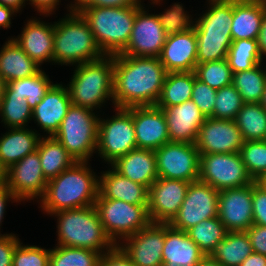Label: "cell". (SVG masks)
<instances>
[{"label":"cell","instance_id":"obj_5","mask_svg":"<svg viewBox=\"0 0 266 266\" xmlns=\"http://www.w3.org/2000/svg\"><path fill=\"white\" fill-rule=\"evenodd\" d=\"M142 6L125 8L84 6L78 13L89 25L103 55H117L127 46L136 12Z\"/></svg>","mask_w":266,"mask_h":266},{"label":"cell","instance_id":"obj_59","mask_svg":"<svg viewBox=\"0 0 266 266\" xmlns=\"http://www.w3.org/2000/svg\"><path fill=\"white\" fill-rule=\"evenodd\" d=\"M7 169L0 162V185L6 184Z\"/></svg>","mask_w":266,"mask_h":266},{"label":"cell","instance_id":"obj_61","mask_svg":"<svg viewBox=\"0 0 266 266\" xmlns=\"http://www.w3.org/2000/svg\"><path fill=\"white\" fill-rule=\"evenodd\" d=\"M260 185H266V172L263 176L257 181Z\"/></svg>","mask_w":266,"mask_h":266},{"label":"cell","instance_id":"obj_38","mask_svg":"<svg viewBox=\"0 0 266 266\" xmlns=\"http://www.w3.org/2000/svg\"><path fill=\"white\" fill-rule=\"evenodd\" d=\"M0 118L6 128H27L32 120V109L23 97L3 92Z\"/></svg>","mask_w":266,"mask_h":266},{"label":"cell","instance_id":"obj_10","mask_svg":"<svg viewBox=\"0 0 266 266\" xmlns=\"http://www.w3.org/2000/svg\"><path fill=\"white\" fill-rule=\"evenodd\" d=\"M95 207L105 233L115 245H119L126 237L134 235L151 223L148 205H134L122 200L97 198Z\"/></svg>","mask_w":266,"mask_h":266},{"label":"cell","instance_id":"obj_52","mask_svg":"<svg viewBox=\"0 0 266 266\" xmlns=\"http://www.w3.org/2000/svg\"><path fill=\"white\" fill-rule=\"evenodd\" d=\"M12 202V203H20L19 200L15 197L13 192L6 186V184L0 185V230H1V225L4 219V214L6 212V205L7 202ZM0 233V236L7 235Z\"/></svg>","mask_w":266,"mask_h":266},{"label":"cell","instance_id":"obj_32","mask_svg":"<svg viewBox=\"0 0 266 266\" xmlns=\"http://www.w3.org/2000/svg\"><path fill=\"white\" fill-rule=\"evenodd\" d=\"M253 253L246 231L228 232L209 255L222 266H239Z\"/></svg>","mask_w":266,"mask_h":266},{"label":"cell","instance_id":"obj_7","mask_svg":"<svg viewBox=\"0 0 266 266\" xmlns=\"http://www.w3.org/2000/svg\"><path fill=\"white\" fill-rule=\"evenodd\" d=\"M103 56L89 25L78 12L54 22V64L79 65Z\"/></svg>","mask_w":266,"mask_h":266},{"label":"cell","instance_id":"obj_26","mask_svg":"<svg viewBox=\"0 0 266 266\" xmlns=\"http://www.w3.org/2000/svg\"><path fill=\"white\" fill-rule=\"evenodd\" d=\"M205 257L186 231L165 224L163 266H198Z\"/></svg>","mask_w":266,"mask_h":266},{"label":"cell","instance_id":"obj_11","mask_svg":"<svg viewBox=\"0 0 266 266\" xmlns=\"http://www.w3.org/2000/svg\"><path fill=\"white\" fill-rule=\"evenodd\" d=\"M115 115L109 118H99L98 142L96 154L108 166L119 157L137 148L133 125L132 107L114 108Z\"/></svg>","mask_w":266,"mask_h":266},{"label":"cell","instance_id":"obj_36","mask_svg":"<svg viewBox=\"0 0 266 266\" xmlns=\"http://www.w3.org/2000/svg\"><path fill=\"white\" fill-rule=\"evenodd\" d=\"M54 83L42 69L38 74L23 79H16L5 84L4 92H14L23 97L33 110Z\"/></svg>","mask_w":266,"mask_h":266},{"label":"cell","instance_id":"obj_31","mask_svg":"<svg viewBox=\"0 0 266 266\" xmlns=\"http://www.w3.org/2000/svg\"><path fill=\"white\" fill-rule=\"evenodd\" d=\"M39 153L43 175L47 180L58 176L72 167L76 161L54 136H44L39 140Z\"/></svg>","mask_w":266,"mask_h":266},{"label":"cell","instance_id":"obj_47","mask_svg":"<svg viewBox=\"0 0 266 266\" xmlns=\"http://www.w3.org/2000/svg\"><path fill=\"white\" fill-rule=\"evenodd\" d=\"M14 233L0 236V266H12L14 250L20 239Z\"/></svg>","mask_w":266,"mask_h":266},{"label":"cell","instance_id":"obj_55","mask_svg":"<svg viewBox=\"0 0 266 266\" xmlns=\"http://www.w3.org/2000/svg\"><path fill=\"white\" fill-rule=\"evenodd\" d=\"M239 266H266V256L253 252Z\"/></svg>","mask_w":266,"mask_h":266},{"label":"cell","instance_id":"obj_43","mask_svg":"<svg viewBox=\"0 0 266 266\" xmlns=\"http://www.w3.org/2000/svg\"><path fill=\"white\" fill-rule=\"evenodd\" d=\"M240 155L249 175L258 181L266 172V141H244Z\"/></svg>","mask_w":266,"mask_h":266},{"label":"cell","instance_id":"obj_46","mask_svg":"<svg viewBox=\"0 0 266 266\" xmlns=\"http://www.w3.org/2000/svg\"><path fill=\"white\" fill-rule=\"evenodd\" d=\"M253 224L266 226V188L257 181L252 183Z\"/></svg>","mask_w":266,"mask_h":266},{"label":"cell","instance_id":"obj_62","mask_svg":"<svg viewBox=\"0 0 266 266\" xmlns=\"http://www.w3.org/2000/svg\"><path fill=\"white\" fill-rule=\"evenodd\" d=\"M262 106L266 109V86H265V91L263 95V99L261 101Z\"/></svg>","mask_w":266,"mask_h":266},{"label":"cell","instance_id":"obj_40","mask_svg":"<svg viewBox=\"0 0 266 266\" xmlns=\"http://www.w3.org/2000/svg\"><path fill=\"white\" fill-rule=\"evenodd\" d=\"M101 256L89 249L57 245L51 249L50 266H99Z\"/></svg>","mask_w":266,"mask_h":266},{"label":"cell","instance_id":"obj_8","mask_svg":"<svg viewBox=\"0 0 266 266\" xmlns=\"http://www.w3.org/2000/svg\"><path fill=\"white\" fill-rule=\"evenodd\" d=\"M183 10L182 3H174L162 13L150 14L142 6L136 12L130 40L120 54L159 58L167 34Z\"/></svg>","mask_w":266,"mask_h":266},{"label":"cell","instance_id":"obj_42","mask_svg":"<svg viewBox=\"0 0 266 266\" xmlns=\"http://www.w3.org/2000/svg\"><path fill=\"white\" fill-rule=\"evenodd\" d=\"M213 118L218 120H235L244 101L233 84L217 90Z\"/></svg>","mask_w":266,"mask_h":266},{"label":"cell","instance_id":"obj_30","mask_svg":"<svg viewBox=\"0 0 266 266\" xmlns=\"http://www.w3.org/2000/svg\"><path fill=\"white\" fill-rule=\"evenodd\" d=\"M42 70L17 44L8 38L0 50V75L5 84L26 77L34 76Z\"/></svg>","mask_w":266,"mask_h":266},{"label":"cell","instance_id":"obj_33","mask_svg":"<svg viewBox=\"0 0 266 266\" xmlns=\"http://www.w3.org/2000/svg\"><path fill=\"white\" fill-rule=\"evenodd\" d=\"M193 86L194 71L169 72L155 106L163 109L191 100Z\"/></svg>","mask_w":266,"mask_h":266},{"label":"cell","instance_id":"obj_1","mask_svg":"<svg viewBox=\"0 0 266 266\" xmlns=\"http://www.w3.org/2000/svg\"><path fill=\"white\" fill-rule=\"evenodd\" d=\"M167 74L157 57L114 55V107L155 106Z\"/></svg>","mask_w":266,"mask_h":266},{"label":"cell","instance_id":"obj_44","mask_svg":"<svg viewBox=\"0 0 266 266\" xmlns=\"http://www.w3.org/2000/svg\"><path fill=\"white\" fill-rule=\"evenodd\" d=\"M22 244L14 250L12 266H50L51 249Z\"/></svg>","mask_w":266,"mask_h":266},{"label":"cell","instance_id":"obj_51","mask_svg":"<svg viewBox=\"0 0 266 266\" xmlns=\"http://www.w3.org/2000/svg\"><path fill=\"white\" fill-rule=\"evenodd\" d=\"M31 6H34L35 11L39 13V16L45 15L48 17L54 13V10H57V6L61 0H27Z\"/></svg>","mask_w":266,"mask_h":266},{"label":"cell","instance_id":"obj_22","mask_svg":"<svg viewBox=\"0 0 266 266\" xmlns=\"http://www.w3.org/2000/svg\"><path fill=\"white\" fill-rule=\"evenodd\" d=\"M39 18L27 20L18 36L12 37L22 50L39 66L44 62L54 65V23H46Z\"/></svg>","mask_w":266,"mask_h":266},{"label":"cell","instance_id":"obj_19","mask_svg":"<svg viewBox=\"0 0 266 266\" xmlns=\"http://www.w3.org/2000/svg\"><path fill=\"white\" fill-rule=\"evenodd\" d=\"M243 143L235 120L205 118L195 145L200 154L240 153Z\"/></svg>","mask_w":266,"mask_h":266},{"label":"cell","instance_id":"obj_20","mask_svg":"<svg viewBox=\"0 0 266 266\" xmlns=\"http://www.w3.org/2000/svg\"><path fill=\"white\" fill-rule=\"evenodd\" d=\"M218 218L228 232L246 231L253 225L252 183L219 191Z\"/></svg>","mask_w":266,"mask_h":266},{"label":"cell","instance_id":"obj_29","mask_svg":"<svg viewBox=\"0 0 266 266\" xmlns=\"http://www.w3.org/2000/svg\"><path fill=\"white\" fill-rule=\"evenodd\" d=\"M0 136V162L8 169L37 150L41 133L32 128H7Z\"/></svg>","mask_w":266,"mask_h":266},{"label":"cell","instance_id":"obj_25","mask_svg":"<svg viewBox=\"0 0 266 266\" xmlns=\"http://www.w3.org/2000/svg\"><path fill=\"white\" fill-rule=\"evenodd\" d=\"M99 176L97 198L122 200L134 205H148L149 189L118 173L111 165ZM112 169V170H111Z\"/></svg>","mask_w":266,"mask_h":266},{"label":"cell","instance_id":"obj_9","mask_svg":"<svg viewBox=\"0 0 266 266\" xmlns=\"http://www.w3.org/2000/svg\"><path fill=\"white\" fill-rule=\"evenodd\" d=\"M100 115L94 110L71 104L54 137L76 162H89L96 153Z\"/></svg>","mask_w":266,"mask_h":266},{"label":"cell","instance_id":"obj_24","mask_svg":"<svg viewBox=\"0 0 266 266\" xmlns=\"http://www.w3.org/2000/svg\"><path fill=\"white\" fill-rule=\"evenodd\" d=\"M167 122L170 142L195 144L204 115L192 101L162 109Z\"/></svg>","mask_w":266,"mask_h":266},{"label":"cell","instance_id":"obj_23","mask_svg":"<svg viewBox=\"0 0 266 266\" xmlns=\"http://www.w3.org/2000/svg\"><path fill=\"white\" fill-rule=\"evenodd\" d=\"M71 104L67 86L57 82L49 88L41 102L32 110V120L44 130L45 136H54Z\"/></svg>","mask_w":266,"mask_h":266},{"label":"cell","instance_id":"obj_34","mask_svg":"<svg viewBox=\"0 0 266 266\" xmlns=\"http://www.w3.org/2000/svg\"><path fill=\"white\" fill-rule=\"evenodd\" d=\"M264 64L261 62L249 70L233 73L232 84L244 103H261L266 86V66Z\"/></svg>","mask_w":266,"mask_h":266},{"label":"cell","instance_id":"obj_18","mask_svg":"<svg viewBox=\"0 0 266 266\" xmlns=\"http://www.w3.org/2000/svg\"><path fill=\"white\" fill-rule=\"evenodd\" d=\"M164 241L165 224L150 223L146 228L126 237L119 246L134 266H163Z\"/></svg>","mask_w":266,"mask_h":266},{"label":"cell","instance_id":"obj_35","mask_svg":"<svg viewBox=\"0 0 266 266\" xmlns=\"http://www.w3.org/2000/svg\"><path fill=\"white\" fill-rule=\"evenodd\" d=\"M235 122L244 141L265 140L266 109L261 103H244Z\"/></svg>","mask_w":266,"mask_h":266},{"label":"cell","instance_id":"obj_37","mask_svg":"<svg viewBox=\"0 0 266 266\" xmlns=\"http://www.w3.org/2000/svg\"><path fill=\"white\" fill-rule=\"evenodd\" d=\"M205 256H209L216 245L227 235L228 231L218 217L209 218L186 230Z\"/></svg>","mask_w":266,"mask_h":266},{"label":"cell","instance_id":"obj_12","mask_svg":"<svg viewBox=\"0 0 266 266\" xmlns=\"http://www.w3.org/2000/svg\"><path fill=\"white\" fill-rule=\"evenodd\" d=\"M199 181L218 191L254 182L240 153L200 154Z\"/></svg>","mask_w":266,"mask_h":266},{"label":"cell","instance_id":"obj_28","mask_svg":"<svg viewBox=\"0 0 266 266\" xmlns=\"http://www.w3.org/2000/svg\"><path fill=\"white\" fill-rule=\"evenodd\" d=\"M266 3L260 0H233L232 41L257 39Z\"/></svg>","mask_w":266,"mask_h":266},{"label":"cell","instance_id":"obj_49","mask_svg":"<svg viewBox=\"0 0 266 266\" xmlns=\"http://www.w3.org/2000/svg\"><path fill=\"white\" fill-rule=\"evenodd\" d=\"M246 233L253 252L266 256V226L253 224L246 230Z\"/></svg>","mask_w":266,"mask_h":266},{"label":"cell","instance_id":"obj_27","mask_svg":"<svg viewBox=\"0 0 266 266\" xmlns=\"http://www.w3.org/2000/svg\"><path fill=\"white\" fill-rule=\"evenodd\" d=\"M111 166L124 177L143 184L148 189L158 178L153 150L136 148L119 157Z\"/></svg>","mask_w":266,"mask_h":266},{"label":"cell","instance_id":"obj_60","mask_svg":"<svg viewBox=\"0 0 266 266\" xmlns=\"http://www.w3.org/2000/svg\"><path fill=\"white\" fill-rule=\"evenodd\" d=\"M4 87H5V82L2 80L0 75V104L3 98Z\"/></svg>","mask_w":266,"mask_h":266},{"label":"cell","instance_id":"obj_53","mask_svg":"<svg viewBox=\"0 0 266 266\" xmlns=\"http://www.w3.org/2000/svg\"><path fill=\"white\" fill-rule=\"evenodd\" d=\"M17 14L16 11H14L10 7H6L4 5H0V28L8 29L11 26V18H13V15Z\"/></svg>","mask_w":266,"mask_h":266},{"label":"cell","instance_id":"obj_39","mask_svg":"<svg viewBox=\"0 0 266 266\" xmlns=\"http://www.w3.org/2000/svg\"><path fill=\"white\" fill-rule=\"evenodd\" d=\"M226 59L232 73L249 70L264 61L259 53L257 39L232 41Z\"/></svg>","mask_w":266,"mask_h":266},{"label":"cell","instance_id":"obj_2","mask_svg":"<svg viewBox=\"0 0 266 266\" xmlns=\"http://www.w3.org/2000/svg\"><path fill=\"white\" fill-rule=\"evenodd\" d=\"M90 162H76L58 176L48 180L45 194L40 200L43 213H53L95 205L99 176Z\"/></svg>","mask_w":266,"mask_h":266},{"label":"cell","instance_id":"obj_13","mask_svg":"<svg viewBox=\"0 0 266 266\" xmlns=\"http://www.w3.org/2000/svg\"><path fill=\"white\" fill-rule=\"evenodd\" d=\"M159 59L168 73L195 70L197 37L193 25L183 15L169 30Z\"/></svg>","mask_w":266,"mask_h":266},{"label":"cell","instance_id":"obj_6","mask_svg":"<svg viewBox=\"0 0 266 266\" xmlns=\"http://www.w3.org/2000/svg\"><path fill=\"white\" fill-rule=\"evenodd\" d=\"M114 55L75 66L67 85L72 104L96 111L113 101ZM103 105V106H102Z\"/></svg>","mask_w":266,"mask_h":266},{"label":"cell","instance_id":"obj_45","mask_svg":"<svg viewBox=\"0 0 266 266\" xmlns=\"http://www.w3.org/2000/svg\"><path fill=\"white\" fill-rule=\"evenodd\" d=\"M216 92L217 90L197 79L194 72V86L191 100L198 106L200 112L206 118H213Z\"/></svg>","mask_w":266,"mask_h":266},{"label":"cell","instance_id":"obj_15","mask_svg":"<svg viewBox=\"0 0 266 266\" xmlns=\"http://www.w3.org/2000/svg\"><path fill=\"white\" fill-rule=\"evenodd\" d=\"M219 191L200 181L189 183L186 197L173 220V228L186 231L203 220L218 217Z\"/></svg>","mask_w":266,"mask_h":266},{"label":"cell","instance_id":"obj_54","mask_svg":"<svg viewBox=\"0 0 266 266\" xmlns=\"http://www.w3.org/2000/svg\"><path fill=\"white\" fill-rule=\"evenodd\" d=\"M258 49L262 59H266V10L262 19L260 32L257 38Z\"/></svg>","mask_w":266,"mask_h":266},{"label":"cell","instance_id":"obj_16","mask_svg":"<svg viewBox=\"0 0 266 266\" xmlns=\"http://www.w3.org/2000/svg\"><path fill=\"white\" fill-rule=\"evenodd\" d=\"M47 182L37 150L10 166L6 172V186L23 203L36 198L38 202L45 194Z\"/></svg>","mask_w":266,"mask_h":266},{"label":"cell","instance_id":"obj_41","mask_svg":"<svg viewBox=\"0 0 266 266\" xmlns=\"http://www.w3.org/2000/svg\"><path fill=\"white\" fill-rule=\"evenodd\" d=\"M194 72L197 79L215 90L232 84L233 73L227 59L197 64Z\"/></svg>","mask_w":266,"mask_h":266},{"label":"cell","instance_id":"obj_50","mask_svg":"<svg viewBox=\"0 0 266 266\" xmlns=\"http://www.w3.org/2000/svg\"><path fill=\"white\" fill-rule=\"evenodd\" d=\"M150 4L159 5L163 0H150ZM161 1V2H160ZM141 0H90L85 6L95 7H135L136 5H143Z\"/></svg>","mask_w":266,"mask_h":266},{"label":"cell","instance_id":"obj_48","mask_svg":"<svg viewBox=\"0 0 266 266\" xmlns=\"http://www.w3.org/2000/svg\"><path fill=\"white\" fill-rule=\"evenodd\" d=\"M99 266H134L130 257L119 245L102 254Z\"/></svg>","mask_w":266,"mask_h":266},{"label":"cell","instance_id":"obj_3","mask_svg":"<svg viewBox=\"0 0 266 266\" xmlns=\"http://www.w3.org/2000/svg\"><path fill=\"white\" fill-rule=\"evenodd\" d=\"M208 10L198 18L183 10L197 37V64L226 59L232 44L233 0H207ZM194 20V21H193ZM196 20V21H195Z\"/></svg>","mask_w":266,"mask_h":266},{"label":"cell","instance_id":"obj_14","mask_svg":"<svg viewBox=\"0 0 266 266\" xmlns=\"http://www.w3.org/2000/svg\"><path fill=\"white\" fill-rule=\"evenodd\" d=\"M154 154L159 178L199 181L200 153L195 144L168 142Z\"/></svg>","mask_w":266,"mask_h":266},{"label":"cell","instance_id":"obj_17","mask_svg":"<svg viewBox=\"0 0 266 266\" xmlns=\"http://www.w3.org/2000/svg\"><path fill=\"white\" fill-rule=\"evenodd\" d=\"M189 187V182L157 178L148 194V215L151 223L169 224L177 215Z\"/></svg>","mask_w":266,"mask_h":266},{"label":"cell","instance_id":"obj_57","mask_svg":"<svg viewBox=\"0 0 266 266\" xmlns=\"http://www.w3.org/2000/svg\"><path fill=\"white\" fill-rule=\"evenodd\" d=\"M90 0H73L70 2L67 7L68 12H78L81 8H83Z\"/></svg>","mask_w":266,"mask_h":266},{"label":"cell","instance_id":"obj_58","mask_svg":"<svg viewBox=\"0 0 266 266\" xmlns=\"http://www.w3.org/2000/svg\"><path fill=\"white\" fill-rule=\"evenodd\" d=\"M198 266H222L217 261H214L209 256H206L199 264Z\"/></svg>","mask_w":266,"mask_h":266},{"label":"cell","instance_id":"obj_56","mask_svg":"<svg viewBox=\"0 0 266 266\" xmlns=\"http://www.w3.org/2000/svg\"><path fill=\"white\" fill-rule=\"evenodd\" d=\"M27 0H0V5L12 8L17 13L21 12Z\"/></svg>","mask_w":266,"mask_h":266},{"label":"cell","instance_id":"obj_21","mask_svg":"<svg viewBox=\"0 0 266 266\" xmlns=\"http://www.w3.org/2000/svg\"><path fill=\"white\" fill-rule=\"evenodd\" d=\"M132 117L138 149L155 151L170 142L162 109L157 106H134Z\"/></svg>","mask_w":266,"mask_h":266},{"label":"cell","instance_id":"obj_4","mask_svg":"<svg viewBox=\"0 0 266 266\" xmlns=\"http://www.w3.org/2000/svg\"><path fill=\"white\" fill-rule=\"evenodd\" d=\"M51 216L57 218V244L78 247L104 254L115 244L107 236L95 205L62 210Z\"/></svg>","mask_w":266,"mask_h":266}]
</instances>
